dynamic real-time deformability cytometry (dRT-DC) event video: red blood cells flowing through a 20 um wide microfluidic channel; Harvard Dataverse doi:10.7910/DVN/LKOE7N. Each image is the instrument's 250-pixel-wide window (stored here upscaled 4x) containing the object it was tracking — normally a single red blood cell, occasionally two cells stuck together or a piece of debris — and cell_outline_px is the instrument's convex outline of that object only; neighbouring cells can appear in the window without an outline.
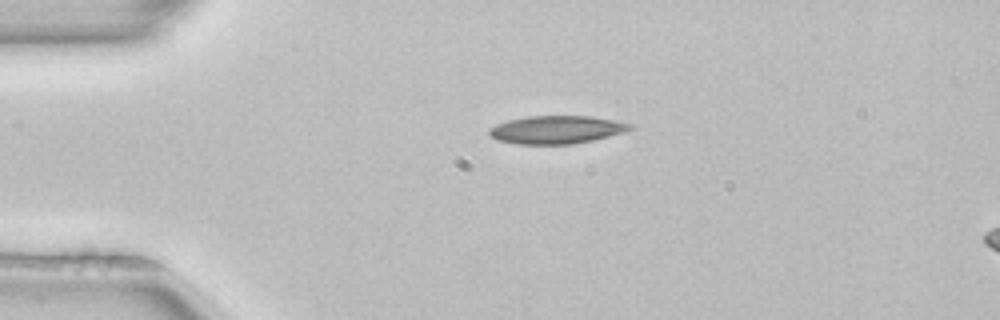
{"species": "common noctule bat (a hibernating species)", "species_latin": "Nyctalus noctula", "temperature_condition": "room temperature", "stored_images_in_passage": 3, "camera_frame_rate_fps": 3000, "um_per_image_px": 0.085, "animal": {"sex": "female", "body_mass_g": 22.7, "forearm_length_mm": 54.2}, "frame": {"image": 1, "passage_image": 1, "time_ms": 0.0, "image_size_px": [1000, 320], "cell_outline_px": [[636, 128], [624, 132], [592, 140], [572, 144], [516, 144], [496, 140], [488, 136], [488, 128], [496, 124], [508, 120], [528, 116], [592, 116], [616, 120], [636, 124]], "centroid_in_image_um": [47.32, 11.02], "position_along_channel_um": 37.7, "area_um2": 23.35}}